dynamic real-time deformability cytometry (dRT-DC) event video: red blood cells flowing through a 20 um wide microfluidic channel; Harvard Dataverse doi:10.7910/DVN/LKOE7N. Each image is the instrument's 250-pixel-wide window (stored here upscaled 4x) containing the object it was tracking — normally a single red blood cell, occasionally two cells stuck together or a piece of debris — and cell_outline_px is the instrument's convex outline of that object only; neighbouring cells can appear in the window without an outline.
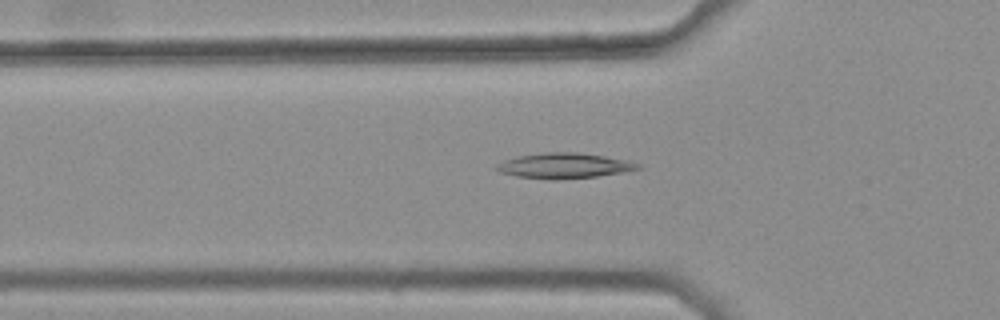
{"species": "common noctule bat (a hibernating species)", "species_latin": "Nyctalus noctula", "temperature_condition": "warm", "stored_images_in_passage": 31, "camera_frame_rate_fps": 3000, "um_per_image_px": 0.085, "animal": {"sex": "female", "body_mass_g": 25.1}, "frame": {"image": 1, "passage_image": 2, "time_ms": 0.333, "image_size_px": [1000, 320], "cell_outline_px": [[640, 168], [620, 172], [596, 176], [552, 180], [516, 176], [500, 172], [492, 168], [496, 164], [504, 160], [516, 156], [544, 152], [576, 152], [604, 156], [628, 160], [640, 164]], "centroid_in_image_um": [47.87, 14.07], "position_along_channel_um": 77.9, "area_um2": 20.81}}
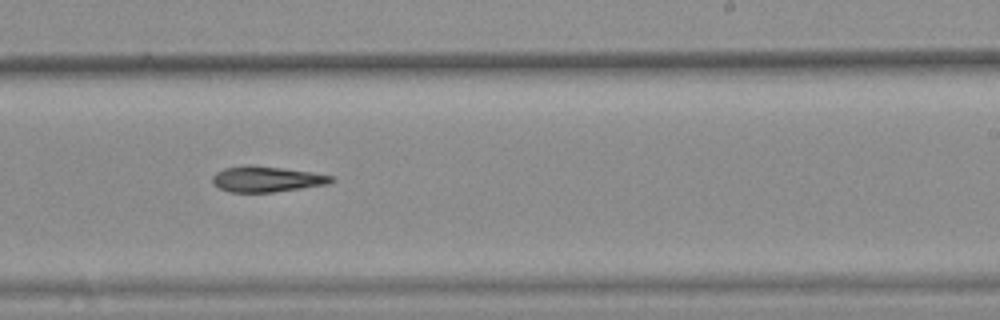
{"frame": {"image": 2, "passage_image": 17, "time_ms": 5.333, "image_size_px": [1000, 320], "cell_outline_px": [[336, 180], [328, 184], [272, 192], [232, 192], [220, 188], [212, 184], [212, 176], [216, 172], [224, 168], [248, 164], [252, 164], [308, 172], [332, 176]], "centroid_in_image_um": [22.61, 15.22], "position_along_channel_um": 266.4, "area_um2": 17.63}}
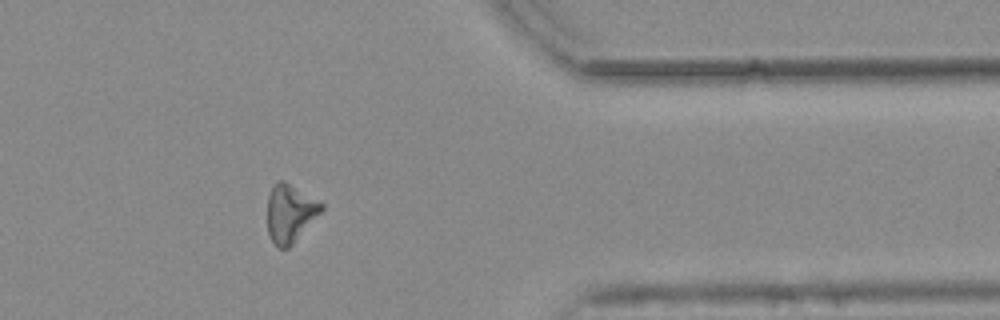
{"frame": {"image": 3, "passage_image": 28, "time_ms": 9.0, "image_size_px": [1000, 320], "cell_outline_px": [[324, 208], [292, 244], [288, 248], [280, 248], [272, 240], [268, 232], [268, 196], [272, 188], [280, 180], [284, 180], [324, 204]], "centroid_in_image_um": [24.65, 18.11], "position_along_channel_um": 386.7, "area_um2": 17.74}}